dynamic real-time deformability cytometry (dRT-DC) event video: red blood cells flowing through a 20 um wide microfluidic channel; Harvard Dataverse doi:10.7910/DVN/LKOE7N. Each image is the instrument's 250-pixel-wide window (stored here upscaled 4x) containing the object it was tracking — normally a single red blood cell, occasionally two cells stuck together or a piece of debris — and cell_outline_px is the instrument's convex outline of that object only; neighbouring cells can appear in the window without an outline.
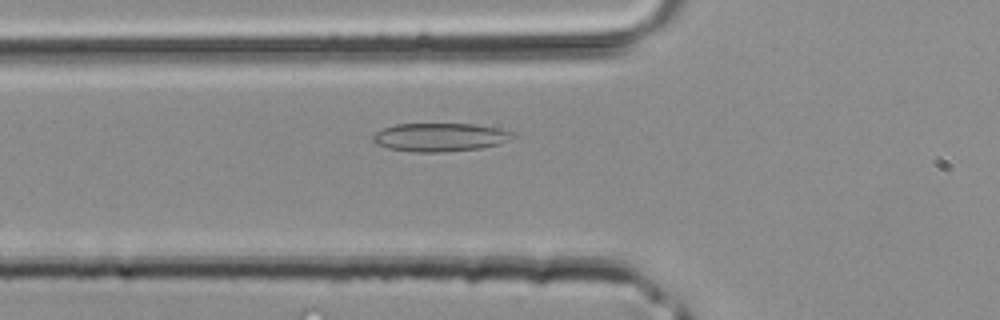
{"species": "common noctule bat (a hibernating species)", "species_latin": "Nyctalus noctula", "temperature_condition": "room temperature", "stored_images_in_passage": 28, "camera_frame_rate_fps": 3000, "um_per_image_px": 0.085, "animal": {"sex": "male", "body_mass_g": 20.4}, "frame": {"image": 1, "passage_image": 6, "time_ms": 1.667, "image_size_px": [1000, 320], "cell_outline_px": [[516, 136], [512, 140], [500, 144], [480, 148], [444, 152], [412, 152], [388, 148], [376, 144], [372, 140], [372, 136], [376, 132], [384, 128], [396, 124], [476, 124], [516, 132]], "centroid_in_image_um": [37.44, 11.67], "position_along_channel_um": 88.4, "area_um2": 23.35}}
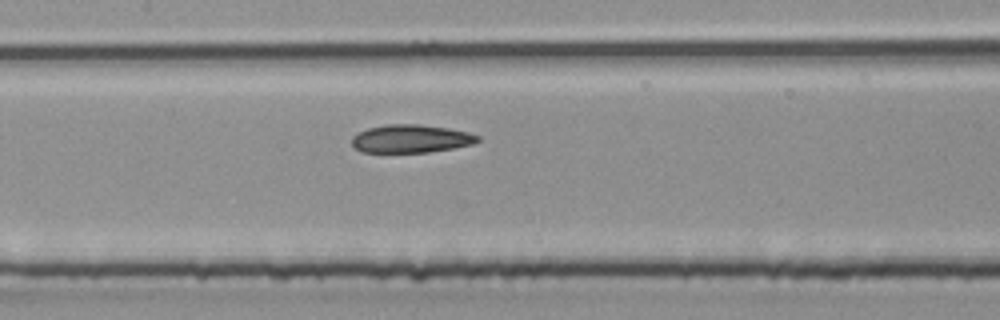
{"frame": {"image": 2, "passage_image": 11, "time_ms": 3.333, "image_size_px": [1000, 320], "cell_outline_px": [[480, 140], [472, 144], [452, 148], [428, 152], [360, 152], [352, 144], [352, 136], [368, 128], [384, 124], [420, 124], [448, 128], [468, 132], [480, 136]], "centroid_in_image_um": [34.92, 11.78], "position_along_channel_um": 172.5, "area_um2": 20.58}}
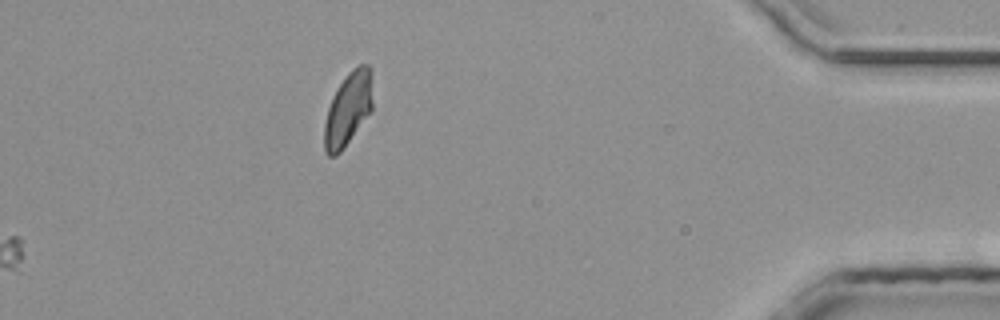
{"frame": {"image": 3, "passage_image": 28, "time_ms": 9.0, "image_size_px": [1000, 320], "cell_outline_px": [[372, 112], [344, 148], [336, 156], [328, 156], [324, 148], [324, 124], [328, 108], [332, 96], [348, 72], [352, 68], [360, 64], [368, 64], [372, 68]], "centroid_in_image_um": [29.61, 9.26], "position_along_channel_um": 405.6, "area_um2": 21.04}}